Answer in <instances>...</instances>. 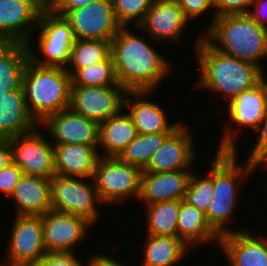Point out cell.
Instances as JSON below:
<instances>
[{
    "instance_id": "6da1fadb",
    "label": "cell",
    "mask_w": 267,
    "mask_h": 266,
    "mask_svg": "<svg viewBox=\"0 0 267 266\" xmlns=\"http://www.w3.org/2000/svg\"><path fill=\"white\" fill-rule=\"evenodd\" d=\"M134 33L122 26L111 40L117 82L127 91H153L170 72V63Z\"/></svg>"
},
{
    "instance_id": "7a4b0ae2",
    "label": "cell",
    "mask_w": 267,
    "mask_h": 266,
    "mask_svg": "<svg viewBox=\"0 0 267 266\" xmlns=\"http://www.w3.org/2000/svg\"><path fill=\"white\" fill-rule=\"evenodd\" d=\"M227 126L213 160V197L205 214L208 224L219 235L235 232L226 227L236 210L237 194L243 182L255 171V164L245 161L243 167L237 163V134ZM245 179V180H244ZM239 182V183H238ZM238 183V184H237ZM240 185V186H239Z\"/></svg>"
},
{
    "instance_id": "3957f363",
    "label": "cell",
    "mask_w": 267,
    "mask_h": 266,
    "mask_svg": "<svg viewBox=\"0 0 267 266\" xmlns=\"http://www.w3.org/2000/svg\"><path fill=\"white\" fill-rule=\"evenodd\" d=\"M195 44L200 69L197 86L222 94L228 103L264 78L259 67L219 52L202 36Z\"/></svg>"
},
{
    "instance_id": "277c9868",
    "label": "cell",
    "mask_w": 267,
    "mask_h": 266,
    "mask_svg": "<svg viewBox=\"0 0 267 266\" xmlns=\"http://www.w3.org/2000/svg\"><path fill=\"white\" fill-rule=\"evenodd\" d=\"M202 37L219 52L252 63L264 72L259 61L267 57V28L248 14L217 17Z\"/></svg>"
},
{
    "instance_id": "5b68a950",
    "label": "cell",
    "mask_w": 267,
    "mask_h": 266,
    "mask_svg": "<svg viewBox=\"0 0 267 266\" xmlns=\"http://www.w3.org/2000/svg\"><path fill=\"white\" fill-rule=\"evenodd\" d=\"M71 86L66 68L27 61L22 87L28 112L38 125L50 115L69 108Z\"/></svg>"
},
{
    "instance_id": "8992f818",
    "label": "cell",
    "mask_w": 267,
    "mask_h": 266,
    "mask_svg": "<svg viewBox=\"0 0 267 266\" xmlns=\"http://www.w3.org/2000/svg\"><path fill=\"white\" fill-rule=\"evenodd\" d=\"M142 170L118 157L98 159L92 179L103 204L118 205L127 199H139Z\"/></svg>"
},
{
    "instance_id": "52a82bcc",
    "label": "cell",
    "mask_w": 267,
    "mask_h": 266,
    "mask_svg": "<svg viewBox=\"0 0 267 266\" xmlns=\"http://www.w3.org/2000/svg\"><path fill=\"white\" fill-rule=\"evenodd\" d=\"M36 29L40 30L37 41L38 48L43 56L40 55L39 57L32 51L31 45L27 44L29 59L41 66L67 67L71 48L75 41L70 24L64 17L45 8L40 13Z\"/></svg>"
},
{
    "instance_id": "ba28073f",
    "label": "cell",
    "mask_w": 267,
    "mask_h": 266,
    "mask_svg": "<svg viewBox=\"0 0 267 266\" xmlns=\"http://www.w3.org/2000/svg\"><path fill=\"white\" fill-rule=\"evenodd\" d=\"M87 179L55 174L51 178L52 210L83 217L91 224L97 223L100 215L97 206L103 202L93 179L89 183Z\"/></svg>"
},
{
    "instance_id": "9c48e42d",
    "label": "cell",
    "mask_w": 267,
    "mask_h": 266,
    "mask_svg": "<svg viewBox=\"0 0 267 266\" xmlns=\"http://www.w3.org/2000/svg\"><path fill=\"white\" fill-rule=\"evenodd\" d=\"M127 90L119 83L109 86H71L69 108L98 124L125 107Z\"/></svg>"
},
{
    "instance_id": "30bf717a",
    "label": "cell",
    "mask_w": 267,
    "mask_h": 266,
    "mask_svg": "<svg viewBox=\"0 0 267 266\" xmlns=\"http://www.w3.org/2000/svg\"><path fill=\"white\" fill-rule=\"evenodd\" d=\"M38 125L33 130L9 138L13 162L23 175L52 178L55 175L53 143L46 139Z\"/></svg>"
},
{
    "instance_id": "8fae6325",
    "label": "cell",
    "mask_w": 267,
    "mask_h": 266,
    "mask_svg": "<svg viewBox=\"0 0 267 266\" xmlns=\"http://www.w3.org/2000/svg\"><path fill=\"white\" fill-rule=\"evenodd\" d=\"M15 216L6 251L7 264L0 266H37L46 253L42 217Z\"/></svg>"
},
{
    "instance_id": "7c38bea8",
    "label": "cell",
    "mask_w": 267,
    "mask_h": 266,
    "mask_svg": "<svg viewBox=\"0 0 267 266\" xmlns=\"http://www.w3.org/2000/svg\"><path fill=\"white\" fill-rule=\"evenodd\" d=\"M75 39L111 41L122 27L117 21L112 0H96L70 10L64 16Z\"/></svg>"
},
{
    "instance_id": "4fadbf2b",
    "label": "cell",
    "mask_w": 267,
    "mask_h": 266,
    "mask_svg": "<svg viewBox=\"0 0 267 266\" xmlns=\"http://www.w3.org/2000/svg\"><path fill=\"white\" fill-rule=\"evenodd\" d=\"M43 10L36 0H0V43H32Z\"/></svg>"
},
{
    "instance_id": "5bb4252c",
    "label": "cell",
    "mask_w": 267,
    "mask_h": 266,
    "mask_svg": "<svg viewBox=\"0 0 267 266\" xmlns=\"http://www.w3.org/2000/svg\"><path fill=\"white\" fill-rule=\"evenodd\" d=\"M43 240L46 252L72 251L92 226L85 218L50 210L43 214Z\"/></svg>"
},
{
    "instance_id": "9a60e30c",
    "label": "cell",
    "mask_w": 267,
    "mask_h": 266,
    "mask_svg": "<svg viewBox=\"0 0 267 266\" xmlns=\"http://www.w3.org/2000/svg\"><path fill=\"white\" fill-rule=\"evenodd\" d=\"M39 126L46 128L53 144L98 146L99 124L70 108L50 115Z\"/></svg>"
},
{
    "instance_id": "2e32d148",
    "label": "cell",
    "mask_w": 267,
    "mask_h": 266,
    "mask_svg": "<svg viewBox=\"0 0 267 266\" xmlns=\"http://www.w3.org/2000/svg\"><path fill=\"white\" fill-rule=\"evenodd\" d=\"M193 139L187 125L183 122L165 139L162 146L153 154L147 172H174L192 170L196 158ZM190 168V169H189Z\"/></svg>"
},
{
    "instance_id": "e0dca14e",
    "label": "cell",
    "mask_w": 267,
    "mask_h": 266,
    "mask_svg": "<svg viewBox=\"0 0 267 266\" xmlns=\"http://www.w3.org/2000/svg\"><path fill=\"white\" fill-rule=\"evenodd\" d=\"M188 20L175 0H155L143 20L136 26L145 30L154 41L180 40ZM158 39V40H157Z\"/></svg>"
},
{
    "instance_id": "ac0fdd59",
    "label": "cell",
    "mask_w": 267,
    "mask_h": 266,
    "mask_svg": "<svg viewBox=\"0 0 267 266\" xmlns=\"http://www.w3.org/2000/svg\"><path fill=\"white\" fill-rule=\"evenodd\" d=\"M242 231L220 236L217 245L226 256L228 266H267V238Z\"/></svg>"
},
{
    "instance_id": "d6986e66",
    "label": "cell",
    "mask_w": 267,
    "mask_h": 266,
    "mask_svg": "<svg viewBox=\"0 0 267 266\" xmlns=\"http://www.w3.org/2000/svg\"><path fill=\"white\" fill-rule=\"evenodd\" d=\"M192 170L174 172L142 171L139 199L146 205L183 200Z\"/></svg>"
},
{
    "instance_id": "ffe728a7",
    "label": "cell",
    "mask_w": 267,
    "mask_h": 266,
    "mask_svg": "<svg viewBox=\"0 0 267 266\" xmlns=\"http://www.w3.org/2000/svg\"><path fill=\"white\" fill-rule=\"evenodd\" d=\"M152 91H127L125 106L134 120L138 134L172 133L182 122L169 123L163 106L147 100L146 96ZM149 93V94H148ZM131 94V95H130ZM133 96L135 100H130ZM145 97V100H144ZM140 98V99H139ZM131 101V103H130ZM154 102V103H153Z\"/></svg>"
},
{
    "instance_id": "44dd1931",
    "label": "cell",
    "mask_w": 267,
    "mask_h": 266,
    "mask_svg": "<svg viewBox=\"0 0 267 266\" xmlns=\"http://www.w3.org/2000/svg\"><path fill=\"white\" fill-rule=\"evenodd\" d=\"M16 202V215L42 216L52 210L51 179L23 175L10 195Z\"/></svg>"
},
{
    "instance_id": "7402d4cb",
    "label": "cell",
    "mask_w": 267,
    "mask_h": 266,
    "mask_svg": "<svg viewBox=\"0 0 267 266\" xmlns=\"http://www.w3.org/2000/svg\"><path fill=\"white\" fill-rule=\"evenodd\" d=\"M55 174L91 179L100 158L98 146L53 144Z\"/></svg>"
},
{
    "instance_id": "603a6c76",
    "label": "cell",
    "mask_w": 267,
    "mask_h": 266,
    "mask_svg": "<svg viewBox=\"0 0 267 266\" xmlns=\"http://www.w3.org/2000/svg\"><path fill=\"white\" fill-rule=\"evenodd\" d=\"M227 104L231 123L240 129L248 127L256 130L267 109V80L264 77L257 85L240 93Z\"/></svg>"
},
{
    "instance_id": "cb8c5ba5",
    "label": "cell",
    "mask_w": 267,
    "mask_h": 266,
    "mask_svg": "<svg viewBox=\"0 0 267 266\" xmlns=\"http://www.w3.org/2000/svg\"><path fill=\"white\" fill-rule=\"evenodd\" d=\"M37 126L28 112L23 87L0 93V139L27 133Z\"/></svg>"
},
{
    "instance_id": "d4e9b609",
    "label": "cell",
    "mask_w": 267,
    "mask_h": 266,
    "mask_svg": "<svg viewBox=\"0 0 267 266\" xmlns=\"http://www.w3.org/2000/svg\"><path fill=\"white\" fill-rule=\"evenodd\" d=\"M123 111L99 123L98 146L104 150L101 157H118L138 134L133 118Z\"/></svg>"
},
{
    "instance_id": "484cf974",
    "label": "cell",
    "mask_w": 267,
    "mask_h": 266,
    "mask_svg": "<svg viewBox=\"0 0 267 266\" xmlns=\"http://www.w3.org/2000/svg\"><path fill=\"white\" fill-rule=\"evenodd\" d=\"M177 231L178 238L194 248L209 241L216 240L215 243H217L220 239L208 224L205 213L184 200H180Z\"/></svg>"
},
{
    "instance_id": "4316f807",
    "label": "cell",
    "mask_w": 267,
    "mask_h": 266,
    "mask_svg": "<svg viewBox=\"0 0 267 266\" xmlns=\"http://www.w3.org/2000/svg\"><path fill=\"white\" fill-rule=\"evenodd\" d=\"M28 60L27 44L0 43V93L22 87Z\"/></svg>"
},
{
    "instance_id": "83f0119b",
    "label": "cell",
    "mask_w": 267,
    "mask_h": 266,
    "mask_svg": "<svg viewBox=\"0 0 267 266\" xmlns=\"http://www.w3.org/2000/svg\"><path fill=\"white\" fill-rule=\"evenodd\" d=\"M147 238L142 266H173L182 261L187 249H191L178 237L147 234Z\"/></svg>"
},
{
    "instance_id": "f1b7e54d",
    "label": "cell",
    "mask_w": 267,
    "mask_h": 266,
    "mask_svg": "<svg viewBox=\"0 0 267 266\" xmlns=\"http://www.w3.org/2000/svg\"><path fill=\"white\" fill-rule=\"evenodd\" d=\"M145 207L147 234L178 237L177 221L180 200L158 202Z\"/></svg>"
},
{
    "instance_id": "f546056e",
    "label": "cell",
    "mask_w": 267,
    "mask_h": 266,
    "mask_svg": "<svg viewBox=\"0 0 267 266\" xmlns=\"http://www.w3.org/2000/svg\"><path fill=\"white\" fill-rule=\"evenodd\" d=\"M111 56V41L75 39L70 52V65L65 67L72 76L78 69L107 60Z\"/></svg>"
},
{
    "instance_id": "4dcf8cb0",
    "label": "cell",
    "mask_w": 267,
    "mask_h": 266,
    "mask_svg": "<svg viewBox=\"0 0 267 266\" xmlns=\"http://www.w3.org/2000/svg\"><path fill=\"white\" fill-rule=\"evenodd\" d=\"M171 133L137 134L120 153L118 158L125 163L144 170L153 154L162 146Z\"/></svg>"
},
{
    "instance_id": "1f68e13d",
    "label": "cell",
    "mask_w": 267,
    "mask_h": 266,
    "mask_svg": "<svg viewBox=\"0 0 267 266\" xmlns=\"http://www.w3.org/2000/svg\"><path fill=\"white\" fill-rule=\"evenodd\" d=\"M72 86H109L116 85L114 61L112 55L105 61L78 69L71 76Z\"/></svg>"
},
{
    "instance_id": "d6a6232c",
    "label": "cell",
    "mask_w": 267,
    "mask_h": 266,
    "mask_svg": "<svg viewBox=\"0 0 267 266\" xmlns=\"http://www.w3.org/2000/svg\"><path fill=\"white\" fill-rule=\"evenodd\" d=\"M211 173L204 178L191 173L186 188L184 201L193 205L206 214L213 197V161L211 162Z\"/></svg>"
},
{
    "instance_id": "836d02e7",
    "label": "cell",
    "mask_w": 267,
    "mask_h": 266,
    "mask_svg": "<svg viewBox=\"0 0 267 266\" xmlns=\"http://www.w3.org/2000/svg\"><path fill=\"white\" fill-rule=\"evenodd\" d=\"M155 0H112L117 21L127 26L132 21L138 25Z\"/></svg>"
},
{
    "instance_id": "e575fe53",
    "label": "cell",
    "mask_w": 267,
    "mask_h": 266,
    "mask_svg": "<svg viewBox=\"0 0 267 266\" xmlns=\"http://www.w3.org/2000/svg\"><path fill=\"white\" fill-rule=\"evenodd\" d=\"M252 3L253 0H214V8L216 7L217 11L212 14L209 27L217 17L247 14Z\"/></svg>"
},
{
    "instance_id": "d590c367",
    "label": "cell",
    "mask_w": 267,
    "mask_h": 266,
    "mask_svg": "<svg viewBox=\"0 0 267 266\" xmlns=\"http://www.w3.org/2000/svg\"><path fill=\"white\" fill-rule=\"evenodd\" d=\"M82 263L72 251H50L37 266H90V258L87 264Z\"/></svg>"
},
{
    "instance_id": "8d00e7d4",
    "label": "cell",
    "mask_w": 267,
    "mask_h": 266,
    "mask_svg": "<svg viewBox=\"0 0 267 266\" xmlns=\"http://www.w3.org/2000/svg\"><path fill=\"white\" fill-rule=\"evenodd\" d=\"M255 131H257L255 146L249 152L246 161L256 165L267 154V109L264 118Z\"/></svg>"
},
{
    "instance_id": "74e56055",
    "label": "cell",
    "mask_w": 267,
    "mask_h": 266,
    "mask_svg": "<svg viewBox=\"0 0 267 266\" xmlns=\"http://www.w3.org/2000/svg\"><path fill=\"white\" fill-rule=\"evenodd\" d=\"M22 176V170L14 162L1 169L0 193H4L9 197Z\"/></svg>"
},
{
    "instance_id": "f35d334b",
    "label": "cell",
    "mask_w": 267,
    "mask_h": 266,
    "mask_svg": "<svg viewBox=\"0 0 267 266\" xmlns=\"http://www.w3.org/2000/svg\"><path fill=\"white\" fill-rule=\"evenodd\" d=\"M182 9L183 15L190 22L200 18L208 9L214 7V0H175Z\"/></svg>"
},
{
    "instance_id": "ab89813d",
    "label": "cell",
    "mask_w": 267,
    "mask_h": 266,
    "mask_svg": "<svg viewBox=\"0 0 267 266\" xmlns=\"http://www.w3.org/2000/svg\"><path fill=\"white\" fill-rule=\"evenodd\" d=\"M94 1L96 0H51L48 9L63 17L70 10L86 6Z\"/></svg>"
},
{
    "instance_id": "60d3db41",
    "label": "cell",
    "mask_w": 267,
    "mask_h": 266,
    "mask_svg": "<svg viewBox=\"0 0 267 266\" xmlns=\"http://www.w3.org/2000/svg\"><path fill=\"white\" fill-rule=\"evenodd\" d=\"M250 8L252 10L249 9L247 14L259 25L267 28V0H253Z\"/></svg>"
},
{
    "instance_id": "b9f144b4",
    "label": "cell",
    "mask_w": 267,
    "mask_h": 266,
    "mask_svg": "<svg viewBox=\"0 0 267 266\" xmlns=\"http://www.w3.org/2000/svg\"><path fill=\"white\" fill-rule=\"evenodd\" d=\"M13 162L12 147L8 139H0V170Z\"/></svg>"
},
{
    "instance_id": "7bdbcfd3",
    "label": "cell",
    "mask_w": 267,
    "mask_h": 266,
    "mask_svg": "<svg viewBox=\"0 0 267 266\" xmlns=\"http://www.w3.org/2000/svg\"><path fill=\"white\" fill-rule=\"evenodd\" d=\"M90 266H127L123 263L121 264L120 261H116L113 257L106 256L104 254H97L93 255L90 258Z\"/></svg>"
},
{
    "instance_id": "ee69618b",
    "label": "cell",
    "mask_w": 267,
    "mask_h": 266,
    "mask_svg": "<svg viewBox=\"0 0 267 266\" xmlns=\"http://www.w3.org/2000/svg\"><path fill=\"white\" fill-rule=\"evenodd\" d=\"M262 164H264V167H267V154L255 165L256 169Z\"/></svg>"
},
{
    "instance_id": "f6af8a7d",
    "label": "cell",
    "mask_w": 267,
    "mask_h": 266,
    "mask_svg": "<svg viewBox=\"0 0 267 266\" xmlns=\"http://www.w3.org/2000/svg\"><path fill=\"white\" fill-rule=\"evenodd\" d=\"M44 9L48 8L51 0H36Z\"/></svg>"
}]
</instances>
